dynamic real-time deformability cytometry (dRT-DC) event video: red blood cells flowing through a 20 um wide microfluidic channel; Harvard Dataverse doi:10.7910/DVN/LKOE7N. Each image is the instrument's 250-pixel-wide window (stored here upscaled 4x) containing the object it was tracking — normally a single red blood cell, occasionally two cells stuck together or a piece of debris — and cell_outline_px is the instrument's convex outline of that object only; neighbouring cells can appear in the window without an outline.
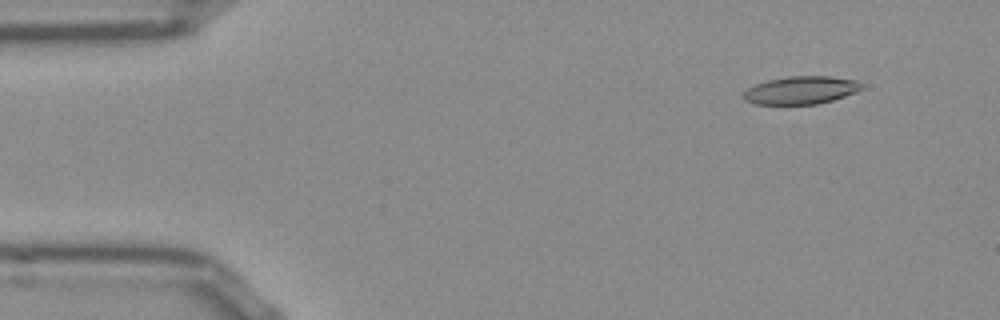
{"species": "Egyptian fruit bat (a non-hibernating species)", "species_latin": "Rousettus aegyptiacus", "temperature_condition": "room temperature", "stored_images_in_passage": 2, "camera_frame_rate_fps": 3000, "um_per_image_px": 0.085, "frame": {"image": 1, "passage_image": 2, "time_ms": 0.333, "image_size_px": [1000, 320], "cell_outline_px": [[848, 92], [824, 100], [804, 104], [776, 104], [780, 80], [840, 80]], "centroid_in_image_um": [68.71, 7.74], "position_along_channel_um": 16.3, "area_um2": 10.12}}